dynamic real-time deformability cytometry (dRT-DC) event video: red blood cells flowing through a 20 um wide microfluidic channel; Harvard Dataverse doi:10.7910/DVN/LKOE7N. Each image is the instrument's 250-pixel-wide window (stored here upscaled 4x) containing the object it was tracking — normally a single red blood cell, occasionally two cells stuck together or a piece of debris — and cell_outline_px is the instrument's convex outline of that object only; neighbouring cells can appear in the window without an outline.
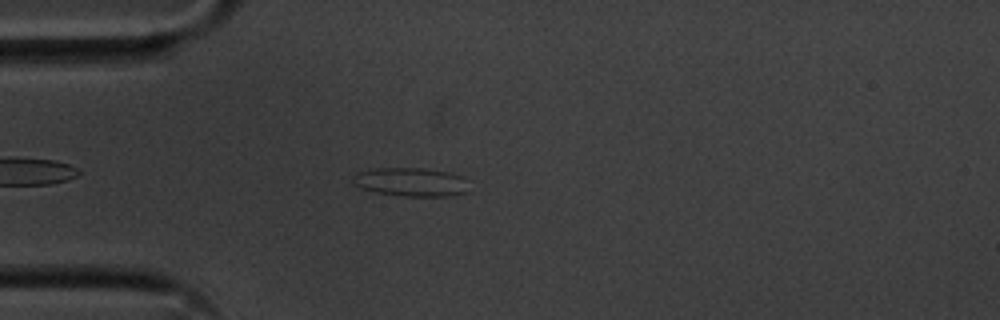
{"species": "common noctule bat (a hibernating species)", "species_latin": "Nyctalus noctula", "temperature_condition": "cold", "stored_images_in_passage": 40, "camera_frame_rate_fps": 3000, "um_per_image_px": 0.085, "animal": {"sex": "male", "body_mass_g": 20.1, "forearm_length_mm": 53.5}, "frame": {"image": 1, "passage_image": 7, "time_ms": 2.0, "image_size_px": [1000, 320], "cell_outline_px": [[468, 192], [448, 196], [404, 196], [372, 192], [360, 188], [352, 184], [352, 176], [356, 172], [372, 168], [424, 168], [448, 172], [464, 176]], "centroid_in_image_um": [34.87, 15.47], "position_along_channel_um": 50.1, "area_um2": 19.71}}
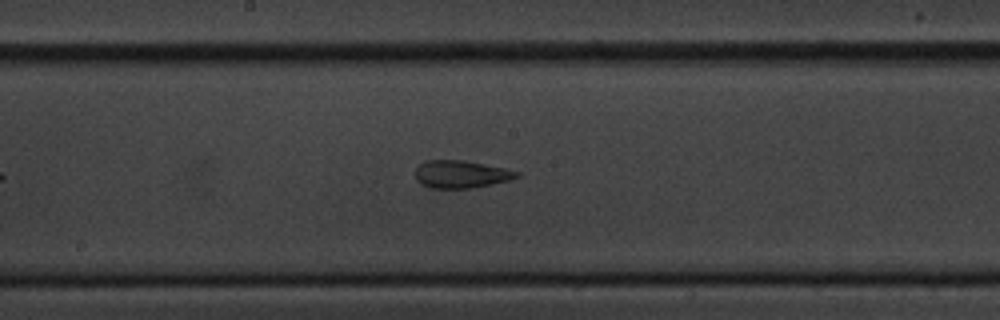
{"frame": {"image": 2, "passage_image": 21, "time_ms": 6.667, "image_size_px": [1000, 320], "cell_outline_px": [[520, 176], [512, 180], [472, 188], [428, 188], [420, 184], [416, 180], [416, 168], [424, 160], [464, 160], [504, 168], [520, 172]], "centroid_in_image_um": [39.18, 14.81], "position_along_channel_um": 209.0, "area_um2": 16.47}}
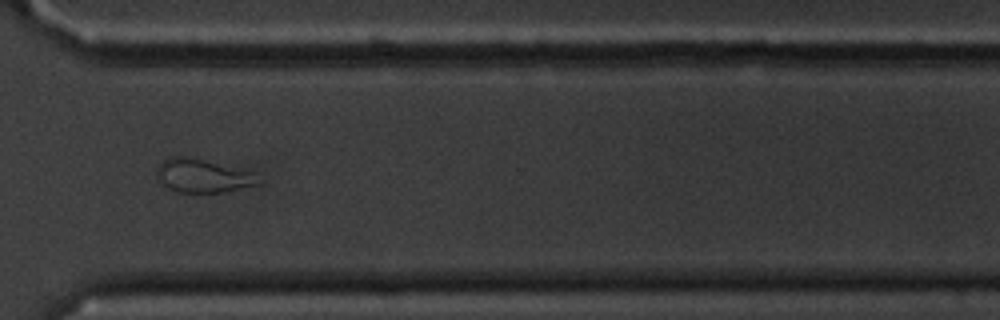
{"frame": {"image": 3, "passage_image": 33, "time_ms": 10.667, "image_size_px": [1000, 320], "cell_outline_px": [[260, 184], [224, 192], [176, 192], [168, 188], [156, 180], [156, 168], [168, 156], [188, 156], [204, 160], [248, 172]], "centroid_in_image_um": [17.08, 14.95], "position_along_channel_um": 353.5, "area_um2": 19.36}, "authors_computed_cell_mechanics": {"area_um2": 16.8198, "velocity_mm_per_s": 3.6168, "shape_relaxation_time_tau1_ms": null, "shape_relaxation_time_tau2_ms": 1.9342, "deformation_change_tau1": null, "deformation_change_tau2": 0.1095}}